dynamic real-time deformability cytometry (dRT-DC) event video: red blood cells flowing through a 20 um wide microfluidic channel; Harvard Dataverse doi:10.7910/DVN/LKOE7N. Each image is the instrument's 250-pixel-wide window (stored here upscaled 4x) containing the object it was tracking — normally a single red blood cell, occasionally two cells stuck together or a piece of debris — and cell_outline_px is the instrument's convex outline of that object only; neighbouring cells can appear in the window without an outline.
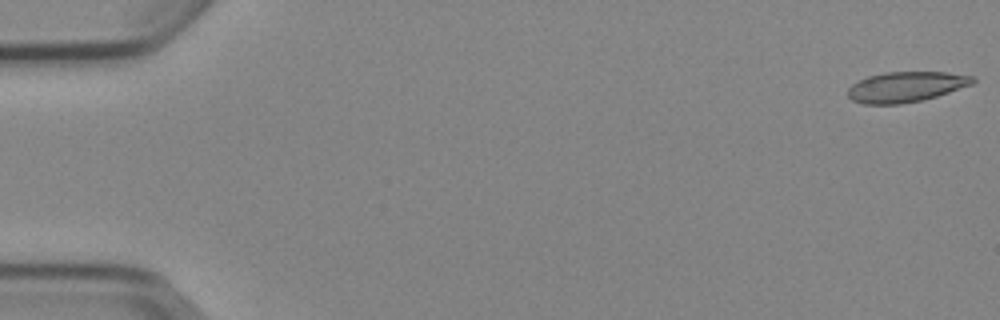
{"species": "Egyptian fruit bat (a non-hibernating species)", "species_latin": "Rousettus aegyptiacus", "temperature_condition": "cold", "stored_images_in_passage": 6, "segment_of_instrument_passage": [1, 2], "camera_frame_rate_fps": 3000, "um_per_image_px": 0.085, "animal": {"sex": "female"}, "frame": {"image": 1, "passage_image": 1, "time_ms": 0.0, "image_size_px": [1000, 320], "cell_outline_px": [[976, 80], [972, 84], [936, 96], [920, 100], [900, 104], [864, 104], [852, 100], [848, 96], [848, 88], [852, 84], [868, 76], [884, 72], [944, 72], [976, 76]], "centroid_in_image_um": [77.0, 7.37], "position_along_channel_um": 8.0, "area_um2": 21.96}}
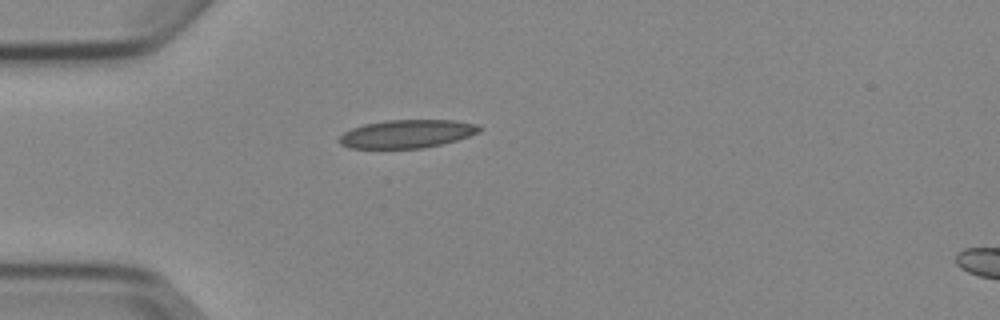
{"frame": {"image": 2, "passage_image": 5, "time_ms": 4.667, "image_size_px": [1000, 320], "cell_outline_px": [[484, 128], [480, 132], [456, 140], [440, 144], [420, 148], [352, 148], [340, 144], [340, 136], [344, 132], [352, 128], [364, 124], [384, 120], [456, 120], [480, 124]], "centroid_in_image_um": [34.64, 11.36], "position_along_channel_um": 50.4, "area_um2": 23.06}}